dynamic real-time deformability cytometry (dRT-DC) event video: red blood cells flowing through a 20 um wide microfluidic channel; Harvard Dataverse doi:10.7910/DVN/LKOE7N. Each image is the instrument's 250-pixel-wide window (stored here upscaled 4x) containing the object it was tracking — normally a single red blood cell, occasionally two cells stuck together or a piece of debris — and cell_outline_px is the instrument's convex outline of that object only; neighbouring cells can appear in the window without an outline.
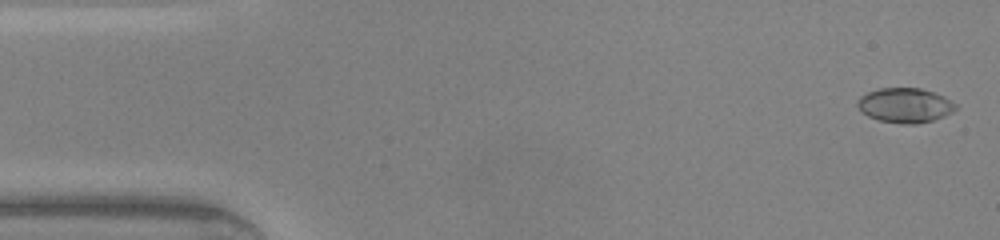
{"species": "common noctule bat (a hibernating species)", "species_latin": "Nyctalus noctula", "temperature_condition": "warm", "stored_images_in_passage": 46, "camera_frame_rate_fps": 3000, "um_per_image_px": 0.085, "animal": {"sex": "male", "body_mass_g": 20.0, "forearm_length_mm": 53.3}, "frame": {"image": 1, "passage_image": 1, "time_ms": 0.0, "image_size_px": [1000, 240], "cell_outline_px": [[956, 108], [952, 112], [944, 116], [932, 120], [916, 124], [904, 124], [880, 120], [868, 116], [860, 112], [856, 104], [856, 100], [860, 96], [868, 92], [880, 88], [920, 88], [944, 96], [956, 104]], "centroid_in_image_um": [76.89, 8.95], "position_along_channel_um": 8.1, "area_um2": 19.83}}
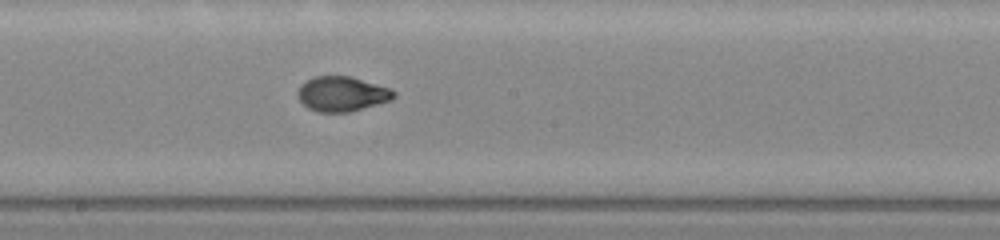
{"frame": {"image": 2, "passage_image": 24, "time_ms": 7.667, "image_size_px": [1000, 240], "cell_outline_px": [[396, 96], [392, 100], [348, 112], [320, 112], [308, 108], [296, 96], [296, 92], [300, 84], [312, 76], [348, 76], [376, 84], [388, 88], [396, 92]], "centroid_in_image_um": [29.02, 7.98], "position_along_channel_um": 219.2, "area_um2": 19.48}}
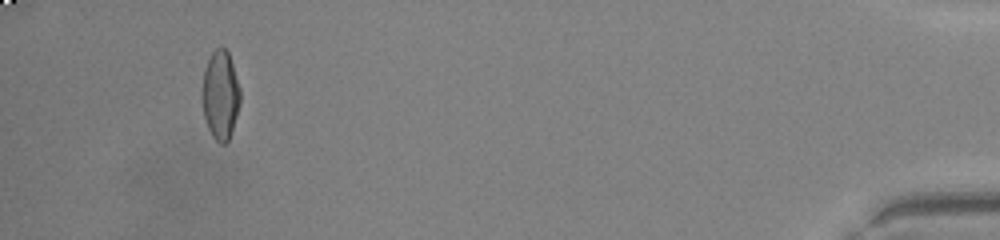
{"frame": {"image": 3, "passage_image": 43, "time_ms": 14.0, "image_size_px": [1000, 240], "cell_outline_px": [[240, 104], [232, 132], [228, 140], [224, 144], [220, 144], [212, 136], [208, 128], [204, 116], [200, 96], [200, 88], [204, 68], [212, 52], [220, 44], [228, 52], [240, 88]], "centroid_in_image_um": [18.7, 8.07], "position_along_channel_um": 416.5, "area_um2": 20.17}, "authors_computed_cell_mechanics": {"area_um2": 19.4786, "velocity_mm_per_s": 4.3547, "shape_relaxation_time_tau1_ms": 5.3722, "shape_relaxation_time_tau2_ms": null, "deformation_change_tau1": 0.251, "deformation_change_tau2": null}}